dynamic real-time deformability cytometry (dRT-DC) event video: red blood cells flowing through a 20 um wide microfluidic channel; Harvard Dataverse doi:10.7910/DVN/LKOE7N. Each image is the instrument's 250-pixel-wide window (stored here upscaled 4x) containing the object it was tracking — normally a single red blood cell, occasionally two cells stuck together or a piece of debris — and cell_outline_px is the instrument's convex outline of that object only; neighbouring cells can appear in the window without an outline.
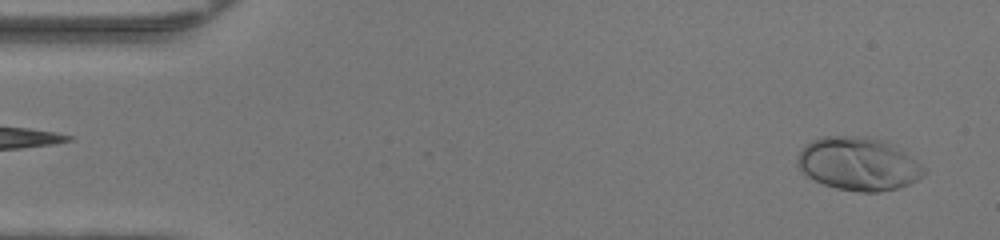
{"species": "human", "species_latin": "Homo sapiens", "temperature_condition": "warm", "stored_images_in_passage": 48, "camera_frame_rate_fps": 3000, "um_per_image_px": 0.085, "donor": {"sex": "female"}, "frame": {"image": 1, "passage_image": 2, "time_ms": 0.333, "image_size_px": [1000, 240], "cell_outline_px": [[928, 172], [924, 176], [908, 184], [896, 188], [876, 192], [860, 192], [836, 188], [824, 184], [808, 176], [796, 164], [796, 156], [812, 140], [824, 136], [864, 136], [884, 140], [916, 160], [928, 168]], "centroid_in_image_um": [72.99, 13.93], "position_along_channel_um": 12.0, "area_um2": 39.02}}
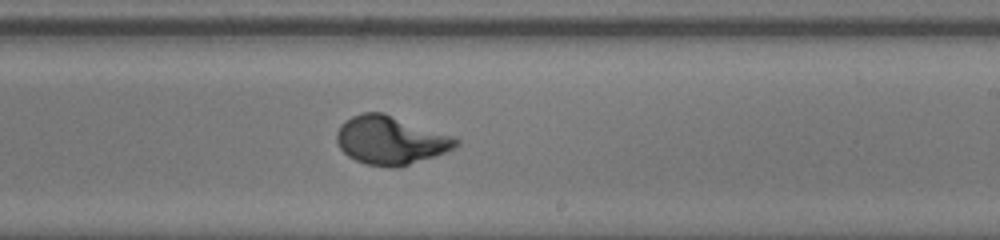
{"frame": {"image": 2, "passage_image": 28, "time_ms": 9.0, "image_size_px": [1000, 240], "cell_outline_px": [[460, 144], [456, 148], [436, 156], [400, 168], [388, 168], [364, 164], [348, 156], [340, 148], [336, 140], [336, 132], [340, 124], [344, 120], [360, 112], [384, 112], [456, 136], [460, 140]], "centroid_in_image_um": [33.24, 11.92], "position_along_channel_um": 255.8, "area_um2": 34.56}}
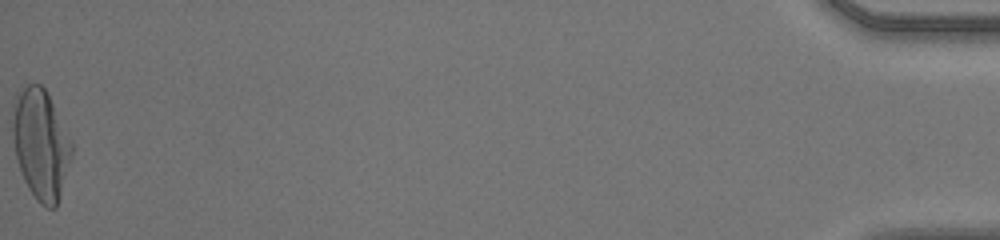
{"frame": {"image": 3, "passage_image": 48, "time_ms": 15.667, "image_size_px": [1000, 240], "cell_outline_px": [[72, 156], [56, 208], [48, 208], [40, 204], [36, 200], [28, 188], [24, 180], [16, 156], [12, 136], [12, 104], [16, 92], [28, 84], [40, 84], [44, 88], [72, 140]], "centroid_in_image_um": [3.45, 12.25], "position_along_channel_um": 431.8, "area_um2": 37.97}}